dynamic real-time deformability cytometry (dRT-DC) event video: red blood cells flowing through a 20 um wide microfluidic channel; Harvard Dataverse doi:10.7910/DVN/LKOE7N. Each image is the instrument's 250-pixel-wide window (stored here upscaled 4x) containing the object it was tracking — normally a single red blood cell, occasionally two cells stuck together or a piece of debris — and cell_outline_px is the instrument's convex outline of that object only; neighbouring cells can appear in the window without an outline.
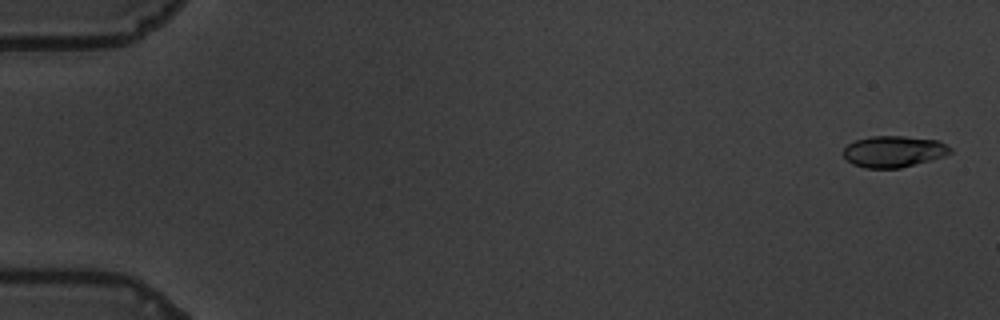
{"species": "common noctule bat (a hibernating species)", "species_latin": "Nyctalus noctula", "temperature_condition": "warm", "stored_images_in_passage": 20, "camera_frame_rate_fps": 3000, "um_per_image_px": 0.085, "animal": {"sex": "male", "body_mass_g": 19.5, "forearm_length_mm": 54.6}, "frame": {"image": 1, "passage_image": 2, "time_ms": 0.333, "image_size_px": [1000, 320], "cell_outline_px": [[952, 152], [944, 156], [900, 168], [864, 168], [852, 164], [844, 156], [844, 148], [848, 144], [856, 140], [872, 136], [904, 136], [940, 140], [952, 148]], "centroid_in_image_um": [75.98, 12.87], "position_along_channel_um": 9.0, "area_um2": 19.54}}